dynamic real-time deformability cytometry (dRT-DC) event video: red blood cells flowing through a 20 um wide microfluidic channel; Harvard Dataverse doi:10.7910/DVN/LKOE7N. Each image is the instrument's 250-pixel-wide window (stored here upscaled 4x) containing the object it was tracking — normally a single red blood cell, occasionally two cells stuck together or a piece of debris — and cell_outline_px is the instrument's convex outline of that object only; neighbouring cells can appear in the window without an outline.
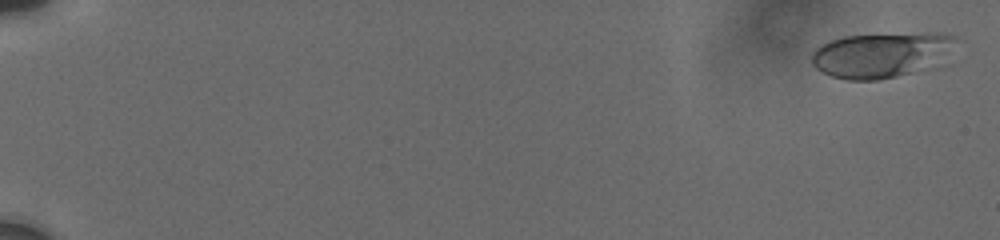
{"species": "human", "species_latin": "Homo sapiens", "temperature_condition": "cold", "stored_images_in_passage": 56, "camera_frame_rate_fps": 3000, "um_per_image_px": 0.085, "donor": {"sex": "male"}, "frame": {"image": 1, "passage_image": 1, "time_ms": 0.0, "image_size_px": [1000, 240], "cell_outline_px": [[956, 36], [912, 72], [880, 80], [848, 80], [832, 76], [816, 68], [812, 64], [812, 52], [816, 48], [832, 40], [844, 36]], "centroid_in_image_um": [74.43, 4.74], "position_along_channel_um": 10.6, "area_um2": 33.52}}
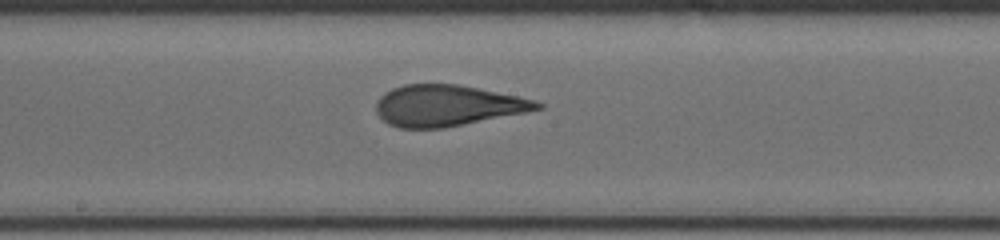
{"frame": {"image": 2, "passage_image": 32, "time_ms": 10.667, "image_size_px": [1000, 240], "cell_outline_px": [[544, 108], [444, 128], [400, 128], [388, 124], [376, 112], [376, 100], [384, 92], [392, 88], [404, 84], [456, 84], [536, 100], [544, 104]], "centroid_in_image_um": [37.98, 8.97], "position_along_channel_um": 210.2, "area_um2": 38.26}}
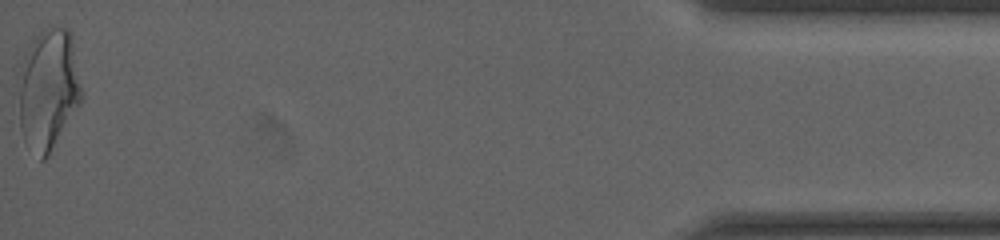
{"frame": {"image": 3, "passage_image": 56, "time_ms": 18.667, "image_size_px": [1000, 240], "cell_outline_px": [[84, 100], [48, 156], [44, 160], [40, 160], [24, 140], [20, 128], [16, 80], [28, 48], [32, 40], [44, 28], [68, 28], [72, 32], [84, 96]], "centroid_in_image_um": [4.13, 7.6], "position_along_channel_um": 431.1, "area_um2": 45.66}, "authors_computed_cell_mechanics": {"area_um2": 38.0035, "velocity_mm_per_s": 3.7458, "shape_relaxation_time_tau1_ms": 8.1102, "shape_relaxation_time_tau2_ms": 0.9467, "deformation_change_tau1": 0.2553, "deformation_change_tau2": 0.0942}}